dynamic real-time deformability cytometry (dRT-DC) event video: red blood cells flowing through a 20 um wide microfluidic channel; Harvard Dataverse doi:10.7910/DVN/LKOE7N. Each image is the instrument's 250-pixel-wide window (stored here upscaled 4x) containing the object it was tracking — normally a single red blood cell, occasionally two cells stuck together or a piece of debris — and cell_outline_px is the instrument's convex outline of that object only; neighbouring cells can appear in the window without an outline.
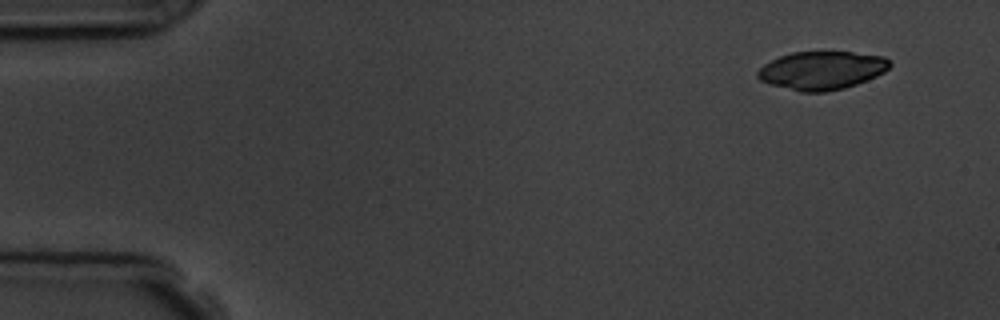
{"species": "common noctule bat (a hibernating species)", "species_latin": "Nyctalus noctula", "temperature_condition": "room temperature", "stored_images_in_passage": 5, "camera_frame_rate_fps": 3000, "um_per_image_px": 0.085, "animal": {"sex": "male", "body_mass_g": 19.5, "forearm_length_mm": 54.6}, "frame": {"image": 1, "passage_image": 1, "time_ms": 0.0, "image_size_px": [1000, 320], "cell_outline_px": [[892, 64], [884, 72], [868, 80], [844, 88], [824, 92], [800, 92], [768, 84], [760, 80], [756, 76], [756, 72], [764, 64], [780, 56], [792, 52], [852, 52], [884, 56]], "centroid_in_image_um": [69.84, 5.99], "position_along_channel_um": 15.2, "area_um2": 29.54}}